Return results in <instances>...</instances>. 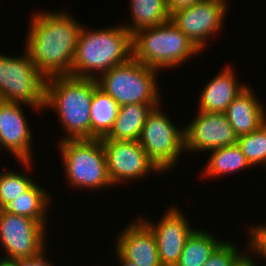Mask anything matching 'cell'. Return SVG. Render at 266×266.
<instances>
[{
	"instance_id": "6da1fadb",
	"label": "cell",
	"mask_w": 266,
	"mask_h": 266,
	"mask_svg": "<svg viewBox=\"0 0 266 266\" xmlns=\"http://www.w3.org/2000/svg\"><path fill=\"white\" fill-rule=\"evenodd\" d=\"M54 11L48 9L33 13L23 46L46 79L71 76L77 40L83 26L69 12Z\"/></svg>"
},
{
	"instance_id": "7a4b0ae2",
	"label": "cell",
	"mask_w": 266,
	"mask_h": 266,
	"mask_svg": "<svg viewBox=\"0 0 266 266\" xmlns=\"http://www.w3.org/2000/svg\"><path fill=\"white\" fill-rule=\"evenodd\" d=\"M132 58V34L123 24L96 30L83 25L77 40L71 76L97 79L99 74Z\"/></svg>"
},
{
	"instance_id": "3957f363",
	"label": "cell",
	"mask_w": 266,
	"mask_h": 266,
	"mask_svg": "<svg viewBox=\"0 0 266 266\" xmlns=\"http://www.w3.org/2000/svg\"><path fill=\"white\" fill-rule=\"evenodd\" d=\"M96 79L59 76L46 79L44 108H52L70 139H91V101Z\"/></svg>"
},
{
	"instance_id": "277c9868",
	"label": "cell",
	"mask_w": 266,
	"mask_h": 266,
	"mask_svg": "<svg viewBox=\"0 0 266 266\" xmlns=\"http://www.w3.org/2000/svg\"><path fill=\"white\" fill-rule=\"evenodd\" d=\"M132 45L136 61L159 71L176 69L200 52L171 20L134 32Z\"/></svg>"
},
{
	"instance_id": "5b68a950",
	"label": "cell",
	"mask_w": 266,
	"mask_h": 266,
	"mask_svg": "<svg viewBox=\"0 0 266 266\" xmlns=\"http://www.w3.org/2000/svg\"><path fill=\"white\" fill-rule=\"evenodd\" d=\"M64 178L75 189H101L113 186L100 138L58 141Z\"/></svg>"
},
{
	"instance_id": "8992f818",
	"label": "cell",
	"mask_w": 266,
	"mask_h": 266,
	"mask_svg": "<svg viewBox=\"0 0 266 266\" xmlns=\"http://www.w3.org/2000/svg\"><path fill=\"white\" fill-rule=\"evenodd\" d=\"M159 70L132 58L112 67L96 79L98 87L120 106L127 104H162L159 94Z\"/></svg>"
},
{
	"instance_id": "52a82bcc",
	"label": "cell",
	"mask_w": 266,
	"mask_h": 266,
	"mask_svg": "<svg viewBox=\"0 0 266 266\" xmlns=\"http://www.w3.org/2000/svg\"><path fill=\"white\" fill-rule=\"evenodd\" d=\"M23 52L17 57L0 54V100L27 104L40 112L45 110L46 78Z\"/></svg>"
},
{
	"instance_id": "ba28073f",
	"label": "cell",
	"mask_w": 266,
	"mask_h": 266,
	"mask_svg": "<svg viewBox=\"0 0 266 266\" xmlns=\"http://www.w3.org/2000/svg\"><path fill=\"white\" fill-rule=\"evenodd\" d=\"M165 114L162 106L154 107L148 114L138 142L149 159L162 172L166 173L177 164L185 152L184 127L174 125Z\"/></svg>"
},
{
	"instance_id": "9c48e42d",
	"label": "cell",
	"mask_w": 266,
	"mask_h": 266,
	"mask_svg": "<svg viewBox=\"0 0 266 266\" xmlns=\"http://www.w3.org/2000/svg\"><path fill=\"white\" fill-rule=\"evenodd\" d=\"M47 224L0 210V244L4 258L29 259L40 255L46 248Z\"/></svg>"
},
{
	"instance_id": "30bf717a",
	"label": "cell",
	"mask_w": 266,
	"mask_h": 266,
	"mask_svg": "<svg viewBox=\"0 0 266 266\" xmlns=\"http://www.w3.org/2000/svg\"><path fill=\"white\" fill-rule=\"evenodd\" d=\"M226 1L228 0H202L189 8L176 11L170 16V20L201 53L208 45V40L223 29L228 14Z\"/></svg>"
},
{
	"instance_id": "8fae6325",
	"label": "cell",
	"mask_w": 266,
	"mask_h": 266,
	"mask_svg": "<svg viewBox=\"0 0 266 266\" xmlns=\"http://www.w3.org/2000/svg\"><path fill=\"white\" fill-rule=\"evenodd\" d=\"M108 174L115 186L130 180L141 181L151 172L162 173L138 141L102 140ZM121 183V184H120Z\"/></svg>"
},
{
	"instance_id": "7c38bea8",
	"label": "cell",
	"mask_w": 266,
	"mask_h": 266,
	"mask_svg": "<svg viewBox=\"0 0 266 266\" xmlns=\"http://www.w3.org/2000/svg\"><path fill=\"white\" fill-rule=\"evenodd\" d=\"M164 212L161 219L159 218L155 223L148 219V216L147 218L139 216V218L155 236L161 266H176L186 239L196 228L189 224L187 216L177 206H170Z\"/></svg>"
},
{
	"instance_id": "4fadbf2b",
	"label": "cell",
	"mask_w": 266,
	"mask_h": 266,
	"mask_svg": "<svg viewBox=\"0 0 266 266\" xmlns=\"http://www.w3.org/2000/svg\"><path fill=\"white\" fill-rule=\"evenodd\" d=\"M185 151L208 152L237 144L238 136L224 113L198 111L184 127Z\"/></svg>"
},
{
	"instance_id": "5bb4252c",
	"label": "cell",
	"mask_w": 266,
	"mask_h": 266,
	"mask_svg": "<svg viewBox=\"0 0 266 266\" xmlns=\"http://www.w3.org/2000/svg\"><path fill=\"white\" fill-rule=\"evenodd\" d=\"M22 106L30 105L0 100V149L3 147L23 167L32 170L33 135Z\"/></svg>"
},
{
	"instance_id": "9a60e30c",
	"label": "cell",
	"mask_w": 266,
	"mask_h": 266,
	"mask_svg": "<svg viewBox=\"0 0 266 266\" xmlns=\"http://www.w3.org/2000/svg\"><path fill=\"white\" fill-rule=\"evenodd\" d=\"M129 223L116 235L115 250L138 266H161L151 229L139 217Z\"/></svg>"
},
{
	"instance_id": "2e32d148",
	"label": "cell",
	"mask_w": 266,
	"mask_h": 266,
	"mask_svg": "<svg viewBox=\"0 0 266 266\" xmlns=\"http://www.w3.org/2000/svg\"><path fill=\"white\" fill-rule=\"evenodd\" d=\"M229 65L217 73L199 93L198 111L224 113L228 105L248 86L239 83L234 68Z\"/></svg>"
},
{
	"instance_id": "e0dca14e",
	"label": "cell",
	"mask_w": 266,
	"mask_h": 266,
	"mask_svg": "<svg viewBox=\"0 0 266 266\" xmlns=\"http://www.w3.org/2000/svg\"><path fill=\"white\" fill-rule=\"evenodd\" d=\"M254 92L247 86L224 112L238 137L253 132L266 122L265 106Z\"/></svg>"
},
{
	"instance_id": "ac0fdd59",
	"label": "cell",
	"mask_w": 266,
	"mask_h": 266,
	"mask_svg": "<svg viewBox=\"0 0 266 266\" xmlns=\"http://www.w3.org/2000/svg\"><path fill=\"white\" fill-rule=\"evenodd\" d=\"M162 104L121 105L110 132L101 140L138 141L148 114Z\"/></svg>"
},
{
	"instance_id": "d6986e66",
	"label": "cell",
	"mask_w": 266,
	"mask_h": 266,
	"mask_svg": "<svg viewBox=\"0 0 266 266\" xmlns=\"http://www.w3.org/2000/svg\"><path fill=\"white\" fill-rule=\"evenodd\" d=\"M51 193H48L39 183L34 182L24 193L15 198L4 210L37 220L39 223L48 221L47 210L52 203Z\"/></svg>"
},
{
	"instance_id": "ffe728a7",
	"label": "cell",
	"mask_w": 266,
	"mask_h": 266,
	"mask_svg": "<svg viewBox=\"0 0 266 266\" xmlns=\"http://www.w3.org/2000/svg\"><path fill=\"white\" fill-rule=\"evenodd\" d=\"M208 152H210V155L207 163H205L202 173L204 176L202 175V177H208V179L210 177L218 178V176L223 177L228 174L238 173L242 169L252 168L237 144L213 149Z\"/></svg>"
},
{
	"instance_id": "44dd1931",
	"label": "cell",
	"mask_w": 266,
	"mask_h": 266,
	"mask_svg": "<svg viewBox=\"0 0 266 266\" xmlns=\"http://www.w3.org/2000/svg\"><path fill=\"white\" fill-rule=\"evenodd\" d=\"M132 19L123 25L131 34L147 28L159 26L170 20L166 0H129Z\"/></svg>"
},
{
	"instance_id": "7402d4cb",
	"label": "cell",
	"mask_w": 266,
	"mask_h": 266,
	"mask_svg": "<svg viewBox=\"0 0 266 266\" xmlns=\"http://www.w3.org/2000/svg\"><path fill=\"white\" fill-rule=\"evenodd\" d=\"M120 105L102 89L94 90L91 101V139L104 138L112 129Z\"/></svg>"
},
{
	"instance_id": "603a6c76",
	"label": "cell",
	"mask_w": 266,
	"mask_h": 266,
	"mask_svg": "<svg viewBox=\"0 0 266 266\" xmlns=\"http://www.w3.org/2000/svg\"><path fill=\"white\" fill-rule=\"evenodd\" d=\"M222 241L214 234L196 228L186 239L176 266H203Z\"/></svg>"
},
{
	"instance_id": "cb8c5ba5",
	"label": "cell",
	"mask_w": 266,
	"mask_h": 266,
	"mask_svg": "<svg viewBox=\"0 0 266 266\" xmlns=\"http://www.w3.org/2000/svg\"><path fill=\"white\" fill-rule=\"evenodd\" d=\"M28 174L26 171L24 174L17 170H8L3 166V171H0V210H3L35 182Z\"/></svg>"
},
{
	"instance_id": "d4e9b609",
	"label": "cell",
	"mask_w": 266,
	"mask_h": 266,
	"mask_svg": "<svg viewBox=\"0 0 266 266\" xmlns=\"http://www.w3.org/2000/svg\"><path fill=\"white\" fill-rule=\"evenodd\" d=\"M237 145L250 165L266 168V122L249 134L238 137Z\"/></svg>"
},
{
	"instance_id": "484cf974",
	"label": "cell",
	"mask_w": 266,
	"mask_h": 266,
	"mask_svg": "<svg viewBox=\"0 0 266 266\" xmlns=\"http://www.w3.org/2000/svg\"><path fill=\"white\" fill-rule=\"evenodd\" d=\"M234 242L223 240L209 256L203 266H235V264L248 252L238 247ZM244 250V251H243Z\"/></svg>"
},
{
	"instance_id": "4316f807",
	"label": "cell",
	"mask_w": 266,
	"mask_h": 266,
	"mask_svg": "<svg viewBox=\"0 0 266 266\" xmlns=\"http://www.w3.org/2000/svg\"><path fill=\"white\" fill-rule=\"evenodd\" d=\"M249 241L247 240V248L249 253L254 257H261L266 261V224H259L256 226H249L247 228Z\"/></svg>"
},
{
	"instance_id": "83f0119b",
	"label": "cell",
	"mask_w": 266,
	"mask_h": 266,
	"mask_svg": "<svg viewBox=\"0 0 266 266\" xmlns=\"http://www.w3.org/2000/svg\"><path fill=\"white\" fill-rule=\"evenodd\" d=\"M45 255H47L46 250L34 258L20 259L18 260V266H54Z\"/></svg>"
},
{
	"instance_id": "f1b7e54d",
	"label": "cell",
	"mask_w": 266,
	"mask_h": 266,
	"mask_svg": "<svg viewBox=\"0 0 266 266\" xmlns=\"http://www.w3.org/2000/svg\"><path fill=\"white\" fill-rule=\"evenodd\" d=\"M202 0H166L168 13L171 16L176 11L189 8Z\"/></svg>"
},
{
	"instance_id": "f546056e",
	"label": "cell",
	"mask_w": 266,
	"mask_h": 266,
	"mask_svg": "<svg viewBox=\"0 0 266 266\" xmlns=\"http://www.w3.org/2000/svg\"><path fill=\"white\" fill-rule=\"evenodd\" d=\"M256 261V262H255ZM257 264V257L251 255L247 252L236 264L235 266H258Z\"/></svg>"
},
{
	"instance_id": "4dcf8cb0",
	"label": "cell",
	"mask_w": 266,
	"mask_h": 266,
	"mask_svg": "<svg viewBox=\"0 0 266 266\" xmlns=\"http://www.w3.org/2000/svg\"><path fill=\"white\" fill-rule=\"evenodd\" d=\"M115 253L116 258H118V262H120L119 266H138L134 262L124 259L116 250Z\"/></svg>"
},
{
	"instance_id": "1f68e13d",
	"label": "cell",
	"mask_w": 266,
	"mask_h": 266,
	"mask_svg": "<svg viewBox=\"0 0 266 266\" xmlns=\"http://www.w3.org/2000/svg\"><path fill=\"white\" fill-rule=\"evenodd\" d=\"M0 266H18V260L0 258Z\"/></svg>"
}]
</instances>
